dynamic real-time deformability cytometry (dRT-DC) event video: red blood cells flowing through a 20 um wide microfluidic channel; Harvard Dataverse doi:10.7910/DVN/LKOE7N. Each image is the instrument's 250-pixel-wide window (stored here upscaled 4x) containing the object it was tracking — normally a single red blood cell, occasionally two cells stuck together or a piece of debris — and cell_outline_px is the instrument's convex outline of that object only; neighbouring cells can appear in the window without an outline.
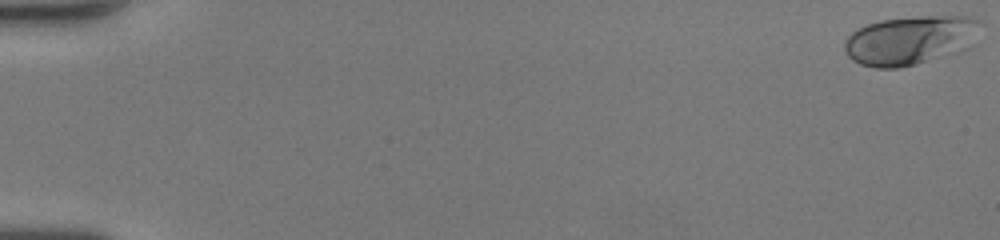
{"species": "human", "species_latin": "Homo sapiens", "temperature_condition": "room temperature", "stored_images_in_passage": 12, "camera_frame_rate_fps": 3000, "um_per_image_px": 0.085, "donor": {"sex": "female"}, "frame": {"image": 1, "passage_image": 1, "time_ms": 0.0, "image_size_px": [1000, 240], "cell_outline_px": [[980, 20], [924, 60], [916, 64], [896, 68], [876, 68], [860, 64], [852, 60], [844, 52], [844, 44], [848, 36], [852, 32], [868, 24], [880, 20], [920, 16], [972, 16]], "centroid_in_image_um": [76.82, 3.38], "position_along_channel_um": 8.2, "area_um2": 34.04}}